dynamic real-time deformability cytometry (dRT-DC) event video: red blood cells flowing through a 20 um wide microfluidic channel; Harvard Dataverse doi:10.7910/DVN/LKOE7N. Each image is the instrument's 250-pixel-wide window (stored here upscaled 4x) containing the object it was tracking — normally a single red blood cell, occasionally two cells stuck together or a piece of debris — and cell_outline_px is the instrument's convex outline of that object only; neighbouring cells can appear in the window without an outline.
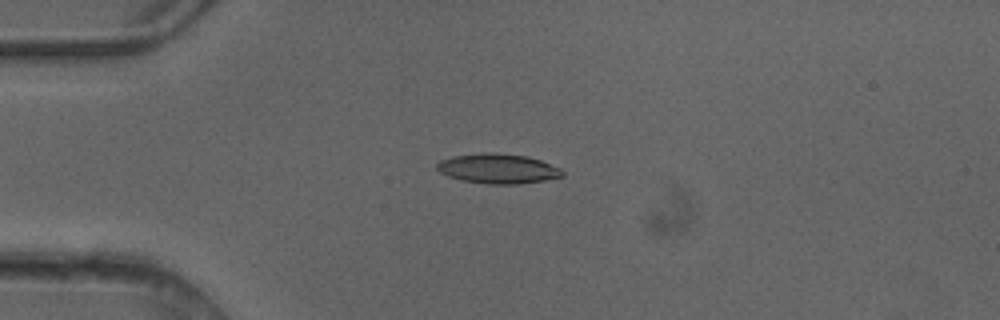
{"species": "common noctule bat (a hibernating species)", "species_latin": "Nyctalus noctula", "temperature_condition": "cold", "stored_images_in_passage": 7, "camera_frame_rate_fps": 3000, "um_per_image_px": 0.085, "animal": {"sex": "female"}, "frame": {"image": 1, "passage_image": 4, "time_ms": 1.0, "image_size_px": [1000, 320], "cell_outline_px": [[564, 176], [544, 180], [520, 184], [488, 184], [460, 180], [448, 176], [440, 172], [436, 168], [436, 164], [440, 160], [452, 156], [484, 152], [488, 152], [528, 156], [540, 160], [560, 168], [564, 172]], "centroid_in_image_um": [42.31, 14.33], "position_along_channel_um": 42.7, "area_um2": 21.85}}
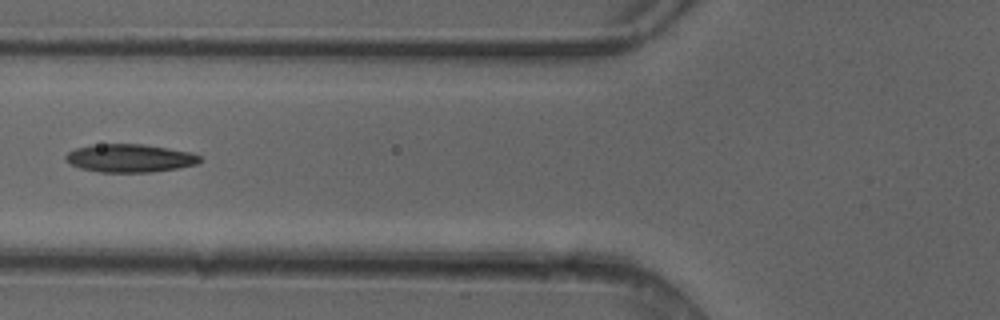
{"frame": {"image": 2, "passage_image": 6, "time_ms": 1.667, "image_size_px": [1000, 320], "cell_outline_px": [[204, 160], [196, 164], [176, 168], [152, 172], [100, 172], [80, 168], [64, 160], [64, 156], [68, 152], [76, 148], [100, 144], [144, 144], [192, 152], [200, 156]], "centroid_in_image_um": [11.05, 13.44], "position_along_channel_um": 114.7, "area_um2": 21.96}}
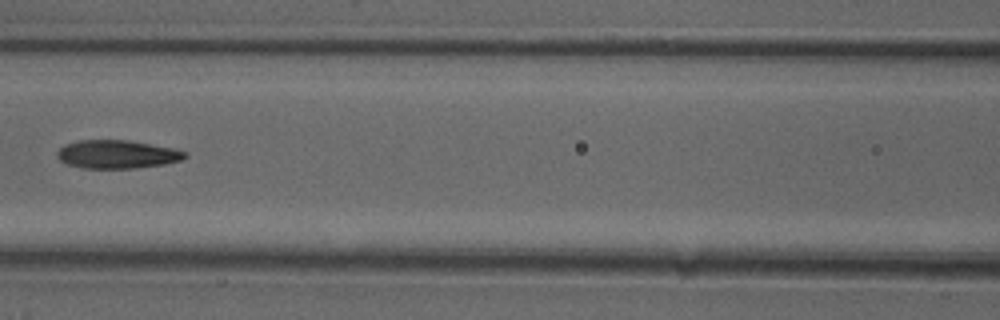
{"frame": {"image": 3, "passage_image": 7, "time_ms": 2.0, "image_size_px": [1000, 320], "cell_outline_px": [[188, 156], [180, 160], [164, 164], [136, 168], [84, 168], [64, 164], [56, 156], [56, 152], [64, 144], [80, 140], [128, 140], [176, 148], [188, 152]], "centroid_in_image_um": [9.95, 13.11], "position_along_channel_um": 156.6, "area_um2": 21.33}}